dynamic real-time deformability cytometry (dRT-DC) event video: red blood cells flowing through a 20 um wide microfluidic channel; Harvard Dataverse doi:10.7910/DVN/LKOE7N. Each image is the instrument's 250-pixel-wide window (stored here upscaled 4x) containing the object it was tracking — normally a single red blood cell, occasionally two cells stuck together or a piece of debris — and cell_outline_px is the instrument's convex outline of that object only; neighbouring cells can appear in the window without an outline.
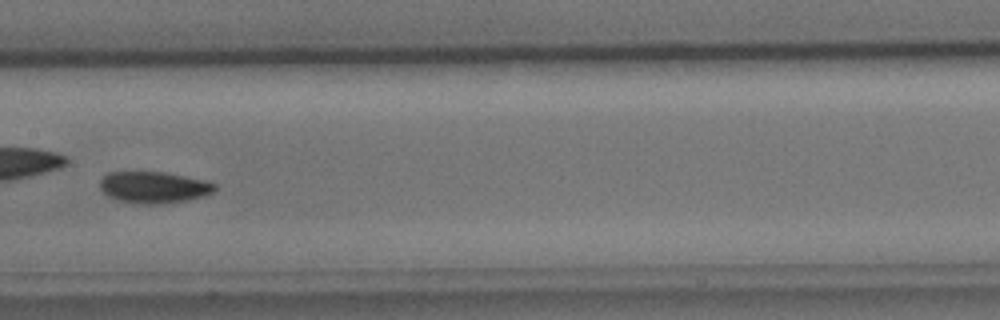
{"species": "common noctule bat (a hibernating species)", "species_latin": "Nyctalus noctula", "temperature_condition": "cold", "stored_images_in_passage": 11, "camera_frame_rate_fps": 3000, "um_per_image_px": 0.085, "animal": {"sex": "male", "body_mass_g": 15.6}, "frame": {"image": 1, "passage_image": 8, "time_ms": 9.333, "image_size_px": [1000, 320], "cell_outline_px": [[216, 188], [212, 192], [204, 196], [184, 200], [160, 204], [144, 204], [120, 200], [108, 196], [100, 188], [100, 180], [108, 172], [164, 172], [204, 180], [216, 184]], "centroid_in_image_um": [13.07, 15.91], "position_along_channel_um": 194.3, "area_um2": 20.81}}
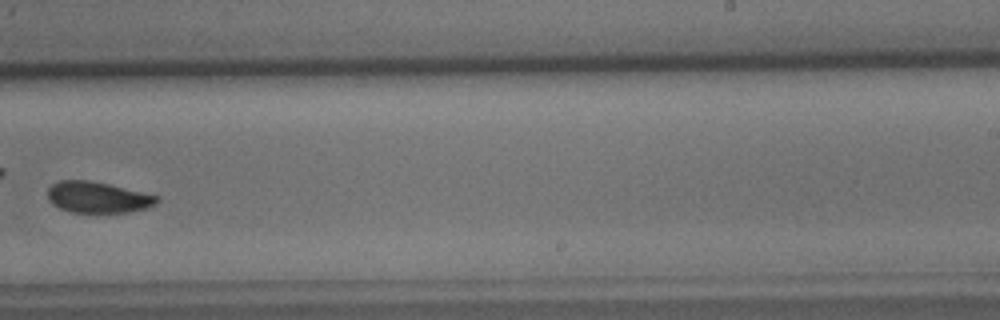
{"frame": {"image": 2, "passage_image": 10, "time_ms": 11.667, "image_size_px": [1000, 320], "cell_outline_px": [[160, 200], [156, 204], [144, 208], [128, 212], [72, 212], [60, 208], [52, 204], [48, 200], [48, 188], [52, 184], [60, 180], [88, 180], [108, 184], [160, 196]], "centroid_in_image_um": [8.3, 16.76], "position_along_channel_um": 280.7, "area_um2": 19.71}}